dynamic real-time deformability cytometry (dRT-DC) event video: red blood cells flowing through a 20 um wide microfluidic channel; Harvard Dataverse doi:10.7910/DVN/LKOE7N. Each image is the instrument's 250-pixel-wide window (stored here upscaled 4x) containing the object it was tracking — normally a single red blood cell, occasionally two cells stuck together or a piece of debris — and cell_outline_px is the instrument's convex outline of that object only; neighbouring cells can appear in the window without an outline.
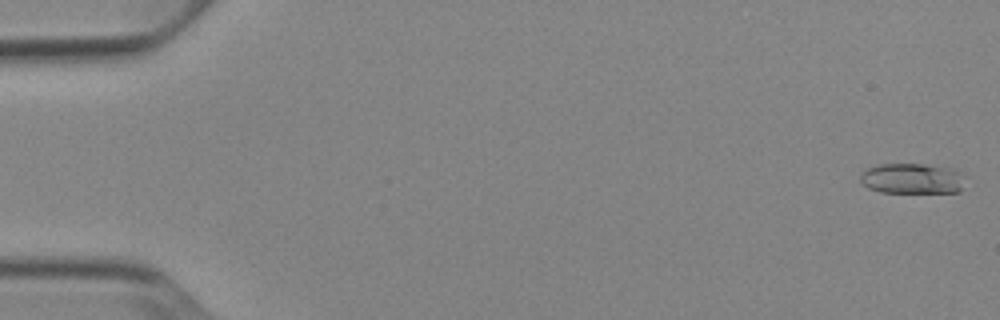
{"species": "Egyptian fruit bat (a non-hibernating species)", "species_latin": "Rousettus aegyptiacus", "temperature_condition": "cold", "stored_images_in_passage": 52, "camera_frame_rate_fps": 3000, "um_per_image_px": 0.085, "animal": {"sex": "female"}, "frame": {"image": 1, "passage_image": 1, "time_ms": 0.0, "image_size_px": [1000, 320], "cell_outline_px": [[968, 176], [960, 192], [880, 192], [868, 188], [860, 180], [860, 176], [868, 168], [876, 164], [924, 164], [956, 168]], "centroid_in_image_um": [77.63, 15.16], "position_along_channel_um": 7.4, "area_um2": 19.02}}
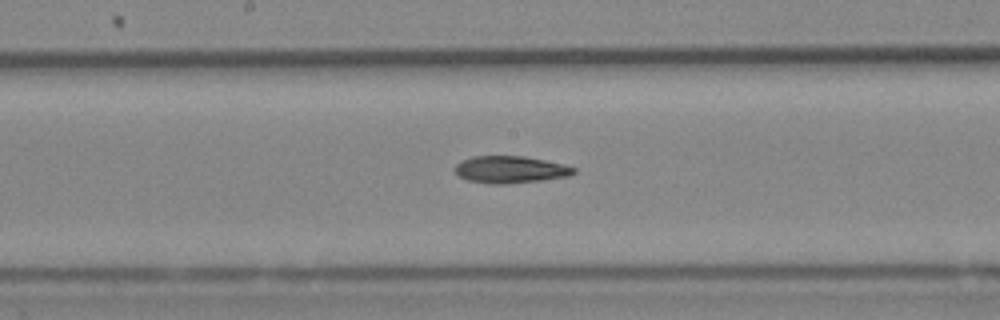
{"frame": {"image": 2, "passage_image": 28, "time_ms": 9.0, "image_size_px": [1000, 320], "cell_outline_px": [[576, 172], [568, 176], [540, 180], [504, 184], [492, 184], [468, 180], [460, 176], [452, 168], [460, 160], [472, 156], [524, 156], [564, 164], [576, 168]], "centroid_in_image_um": [43.35, 14.4], "position_along_channel_um": 204.9, "area_um2": 18.73}}
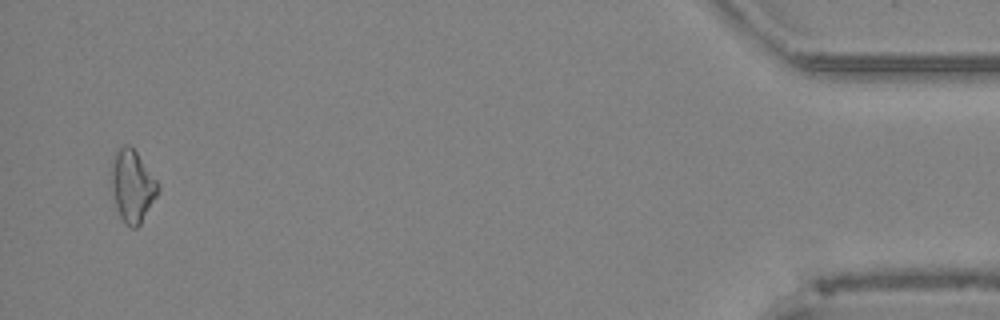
{"frame": {"image": 3, "passage_image": 51, "time_ms": 16.667, "image_size_px": [1000, 320], "cell_outline_px": [[160, 192], [140, 224], [136, 228], [132, 228], [124, 224], [120, 216], [108, 180], [108, 172], [112, 160], [116, 152], [124, 144], [128, 144], [136, 152], [160, 184]], "centroid_in_image_um": [11.23, 15.81], "position_along_channel_um": 424.0, "area_um2": 20.06}, "authors_computed_cell_mechanics": {"area_um2": 18.6694, "velocity_mm_per_s": 3.892, "shape_relaxation_time_tau1_ms": 7.576, "shape_relaxation_time_tau2_ms": 7.1841, "deformation_change_tau1": 0.1646, "deformation_change_tau2": 0.1694}}